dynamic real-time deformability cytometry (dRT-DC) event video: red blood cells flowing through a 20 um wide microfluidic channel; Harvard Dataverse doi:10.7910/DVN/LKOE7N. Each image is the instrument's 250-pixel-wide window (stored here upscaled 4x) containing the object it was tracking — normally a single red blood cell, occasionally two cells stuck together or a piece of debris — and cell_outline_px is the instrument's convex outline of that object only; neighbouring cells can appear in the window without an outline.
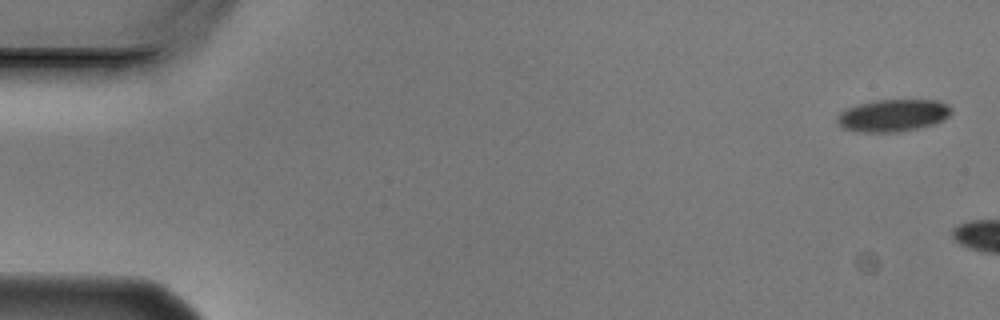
{"species": "Egyptian fruit bat (a non-hibernating species)", "species_latin": "Rousettus aegyptiacus", "temperature_condition": "cold", "stored_images_in_passage": 2, "camera_frame_rate_fps": 3000, "um_per_image_px": 0.085, "animal": {"sex": "male"}, "frame": {"image": 1, "passage_image": 1, "time_ms": 0.0, "image_size_px": [1000, 320], "cell_outline_px": [[952, 112], [944, 120], [936, 124], [896, 132], [860, 132], [840, 128], [836, 120], [840, 112], [848, 108], [860, 104], [876, 100], [940, 100], [948, 104], [952, 108]], "centroid_in_image_um": [75.93, 9.81], "position_along_channel_um": 9.1, "area_um2": 21.56}}